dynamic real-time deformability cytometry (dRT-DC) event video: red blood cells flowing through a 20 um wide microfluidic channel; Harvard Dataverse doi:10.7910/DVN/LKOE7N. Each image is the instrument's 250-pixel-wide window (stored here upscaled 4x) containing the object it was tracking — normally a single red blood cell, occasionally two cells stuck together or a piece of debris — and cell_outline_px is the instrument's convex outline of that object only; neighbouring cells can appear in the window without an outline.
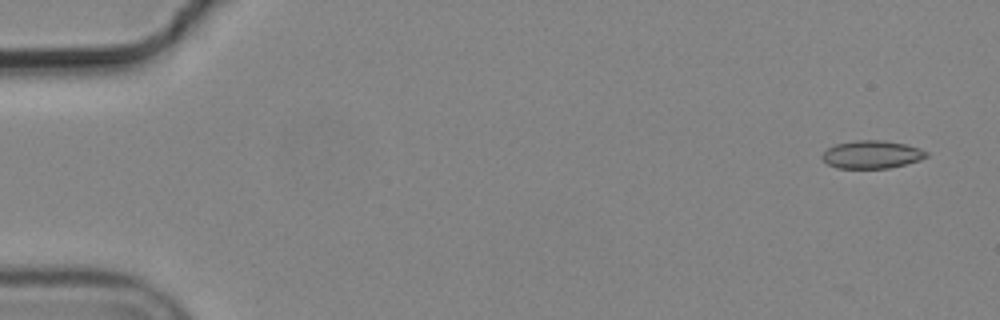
{"species": "common noctule bat (a hibernating species)", "species_latin": "Nyctalus noctula", "temperature_condition": "cold", "stored_images_in_passage": 5, "camera_frame_rate_fps": 3000, "um_per_image_px": 0.085, "animal": {"sex": "male", "body_mass_g": 19.2, "forearm_length_mm": 51.8}, "frame": {"image": 1, "passage_image": 1, "time_ms": 0.0, "image_size_px": [1000, 320], "cell_outline_px": [[928, 156], [920, 160], [888, 168], [836, 168], [828, 164], [820, 156], [828, 148], [836, 144], [856, 140], [884, 140], [904, 144], [920, 148], [928, 152]], "centroid_in_image_um": [74.1, 13.13], "position_along_channel_um": 10.9, "area_um2": 16.88}}
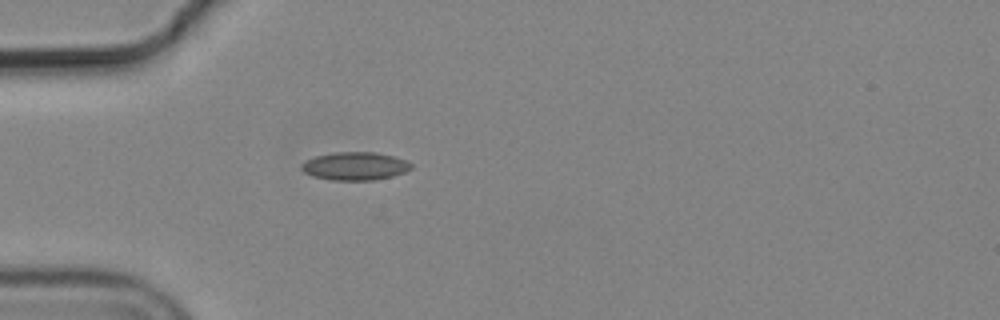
{"frame": {"image": 2, "passage_image": 5, "time_ms": 1.333, "image_size_px": [1000, 320], "cell_outline_px": [[412, 168], [404, 172], [392, 176], [372, 180], [332, 180], [312, 176], [304, 172], [300, 168], [300, 164], [304, 160], [316, 156], [336, 152], [376, 152], [392, 156], [404, 160], [412, 164]], "centroid_in_image_um": [30.13, 14.12], "position_along_channel_um": 54.9, "area_um2": 17.92}}